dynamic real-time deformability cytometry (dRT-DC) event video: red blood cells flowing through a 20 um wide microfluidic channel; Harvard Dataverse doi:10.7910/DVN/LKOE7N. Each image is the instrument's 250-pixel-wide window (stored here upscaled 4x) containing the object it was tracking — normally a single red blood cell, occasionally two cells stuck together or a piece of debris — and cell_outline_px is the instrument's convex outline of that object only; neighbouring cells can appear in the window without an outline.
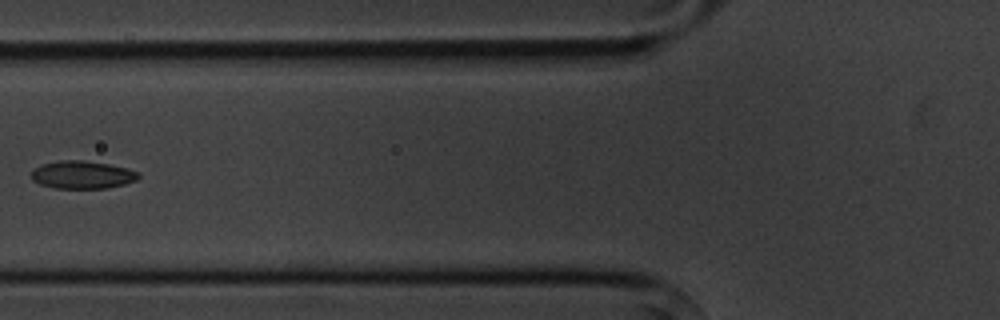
{"species": "common noctule bat (a hibernating species)", "species_latin": "Nyctalus noctula", "temperature_condition": "cold", "stored_images_in_passage": 7, "camera_frame_rate_fps": 3000, "um_per_image_px": 0.085, "animal": {"sex": "male", "body_mass_g": 20.1, "forearm_length_mm": 53.5}, "frame": {"image": 1, "passage_image": 6, "time_ms": 6.667, "image_size_px": [1000, 320], "cell_outline_px": [[140, 176], [136, 180], [124, 184], [108, 188], [56, 188], [40, 184], [32, 180], [32, 172], [40, 164], [60, 160], [84, 160], [108, 164], [128, 168], [140, 172]], "centroid_in_image_um": [7.02, 14.85], "position_along_channel_um": 118.8, "area_um2": 17.4}}
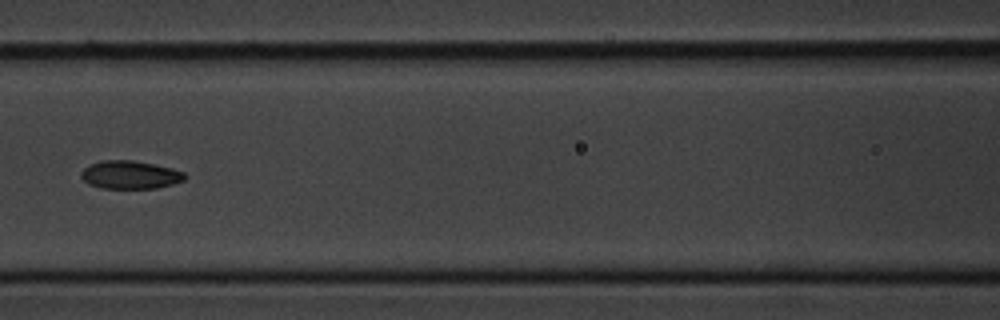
{"frame": {"image": 2, "passage_image": 7, "time_ms": 7.667, "image_size_px": [1000, 320], "cell_outline_px": [[188, 176], [184, 180], [172, 184], [156, 188], [100, 188], [88, 184], [80, 176], [80, 172], [84, 168], [100, 160], [132, 160], [172, 168], [184, 172]], "centroid_in_image_um": [11.05, 14.86], "position_along_channel_um": 155.5, "area_um2": 16.99}}